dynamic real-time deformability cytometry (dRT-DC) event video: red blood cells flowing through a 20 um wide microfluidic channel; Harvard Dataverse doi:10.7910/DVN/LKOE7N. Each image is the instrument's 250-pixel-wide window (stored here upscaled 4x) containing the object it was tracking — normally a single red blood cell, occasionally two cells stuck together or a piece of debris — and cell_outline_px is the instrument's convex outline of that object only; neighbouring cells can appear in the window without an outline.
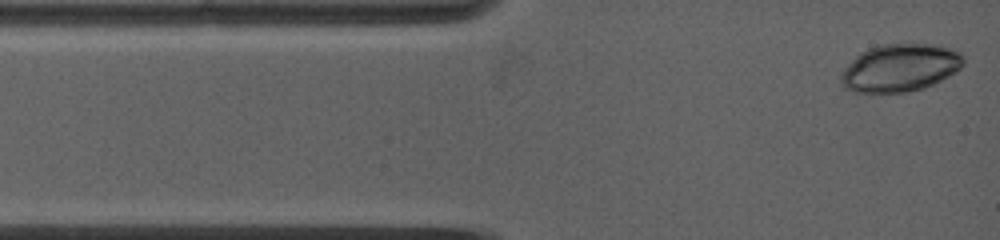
{"species": "common noctule bat (a hibernating species)", "species_latin": "Nyctalus noctula", "temperature_condition": "warm", "stored_images_in_passage": 49, "camera_frame_rate_fps": 5000, "um_per_image_px": 0.085, "animal": {"sex": "female", "body_mass_g": 19.0, "forearm_length_mm": 53.3}, "frame": {"image": 1, "passage_image": 1, "time_ms": 0.0, "image_size_px": [1000, 240], "cell_outline_px": [[964, 64], [960, 68], [948, 76], [924, 88], [904, 92], [852, 92], [844, 88], [840, 84], [840, 72], [860, 52], [868, 48], [880, 44], [912, 40], [956, 48], [964, 56]], "centroid_in_image_um": [76.51, 5.7], "position_along_channel_um": 8.5, "area_um2": 35.08}}
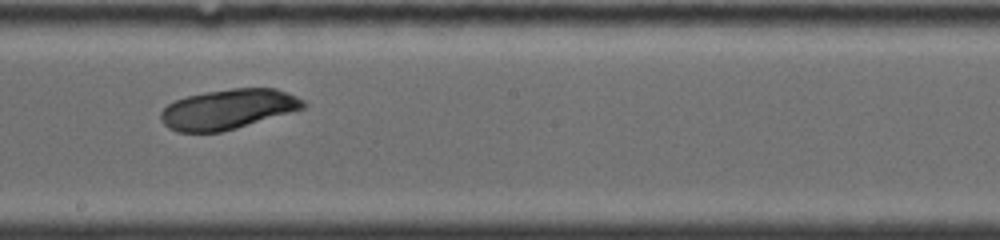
{"frame": {"image": 2, "passage_image": 31, "time_ms": 6.8, "image_size_px": [1000, 240], "cell_outline_px": [[308, 104], [304, 108], [236, 128], [220, 132], [176, 132], [168, 128], [160, 120], [160, 112], [168, 104], [176, 100], [188, 96], [204, 92], [232, 88], [276, 88], [288, 92], [304, 100]], "centroid_in_image_um": [19.38, 9.28], "position_along_channel_um": 228.8, "area_um2": 33.18}}
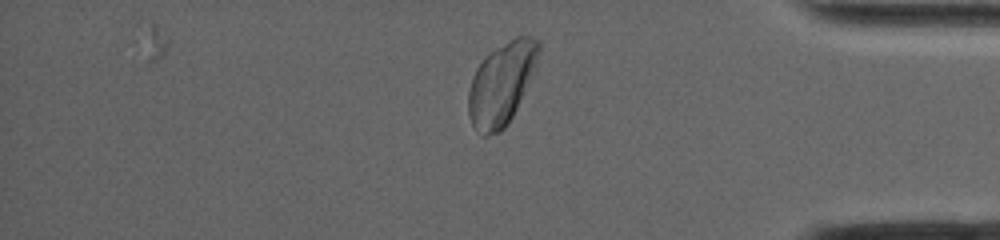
{"frame": {"image": 3, "passage_image": 49, "time_ms": 11.6, "image_size_px": [1000, 240], "cell_outline_px": [[540, 52], [516, 108], [508, 124], [500, 132], [484, 136], [480, 136], [476, 132], [468, 116], [468, 92], [472, 76], [476, 68], [484, 56], [516, 36], [528, 36], [536, 40], [540, 44]], "centroid_in_image_um": [42.56, 7.15], "position_along_channel_um": 392.6, "area_um2": 33.18}}